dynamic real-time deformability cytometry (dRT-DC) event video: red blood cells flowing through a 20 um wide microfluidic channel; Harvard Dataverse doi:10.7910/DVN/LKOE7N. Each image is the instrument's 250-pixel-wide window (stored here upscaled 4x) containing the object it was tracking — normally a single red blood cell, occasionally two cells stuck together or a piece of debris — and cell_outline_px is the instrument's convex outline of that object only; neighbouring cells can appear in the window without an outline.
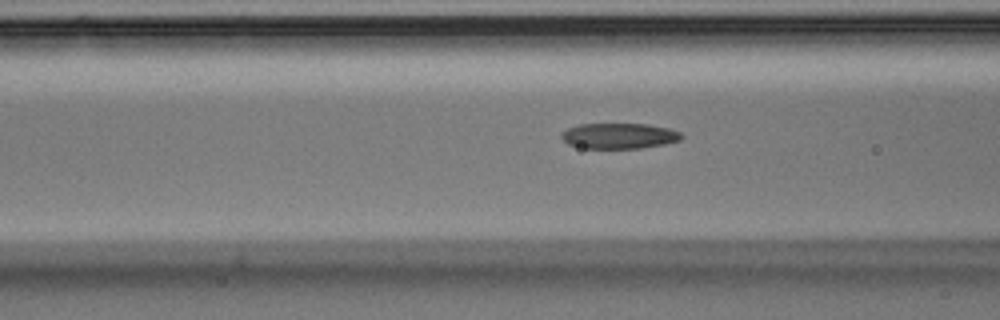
{"species": "Egyptian fruit bat (a non-hibernating species)", "species_latin": "Rousettus aegyptiacus", "temperature_condition": "room temperature", "stored_images_in_passage": 39, "camera_frame_rate_fps": 3000, "um_per_image_px": 0.085, "animal": {"sex": "male"}, "frame": {"image": 1, "passage_image": 11, "time_ms": 3.333, "image_size_px": [1000, 320], "cell_outline_px": [[684, 136], [680, 140], [664, 144], [640, 148], [580, 148], [568, 144], [560, 136], [568, 128], [580, 124], [648, 124], [668, 128], [680, 132]], "centroid_in_image_um": [52.64, 11.55], "position_along_channel_um": 114.0, "area_um2": 17.8}}
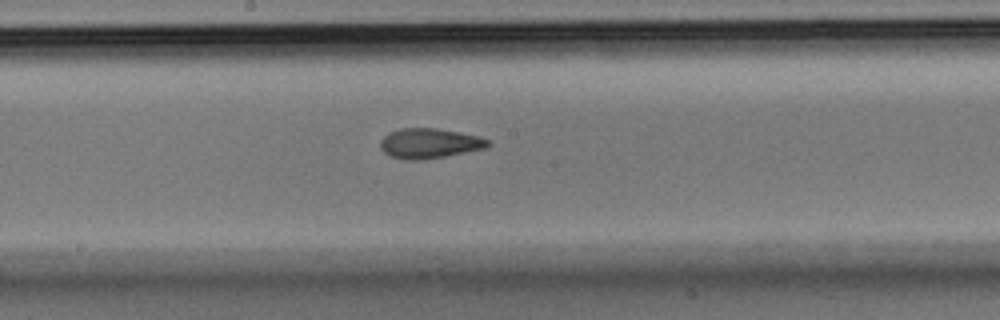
{"frame": {"image": 2, "passage_image": 19, "time_ms": 6.0, "image_size_px": [1000, 320], "cell_outline_px": [[492, 144], [484, 148], [424, 160], [404, 160], [388, 156], [380, 148], [380, 140], [388, 132], [400, 128], [436, 128], [480, 136], [488, 140]], "centroid_in_image_um": [36.45, 12.18], "position_along_channel_um": 211.8, "area_um2": 18.9}}
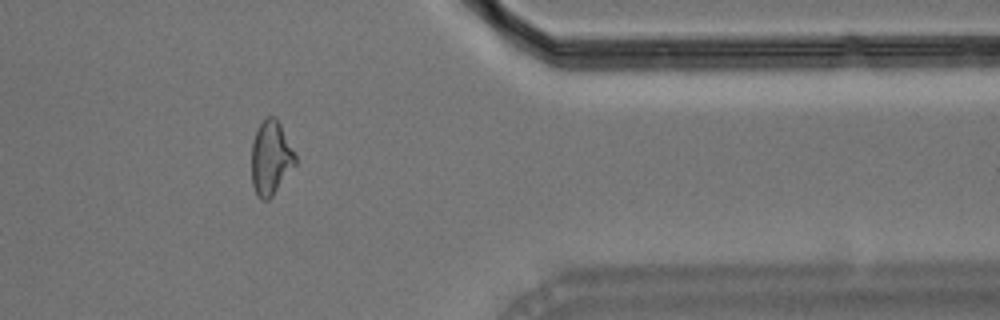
{"frame": {"image": 3, "passage_image": 35, "time_ms": 11.333, "image_size_px": [1000, 320], "cell_outline_px": [[296, 164], [272, 196], [268, 200], [260, 200], [256, 196], [252, 184], [252, 140], [256, 128], [268, 116], [276, 116], [296, 156]], "centroid_in_image_um": [23.0, 13.43], "position_along_channel_um": 388.4, "area_um2": 18.9}}